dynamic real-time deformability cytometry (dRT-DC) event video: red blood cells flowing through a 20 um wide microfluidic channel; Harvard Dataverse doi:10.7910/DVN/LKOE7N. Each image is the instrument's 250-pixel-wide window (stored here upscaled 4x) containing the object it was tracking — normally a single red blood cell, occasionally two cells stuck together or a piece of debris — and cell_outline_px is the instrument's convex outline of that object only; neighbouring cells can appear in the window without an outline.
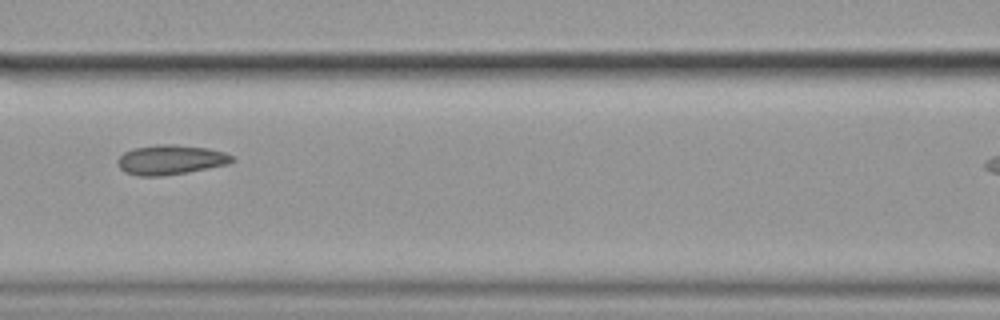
{"species": "common noctule bat (a hibernating species)", "species_latin": "Nyctalus noctula", "temperature_condition": "cold", "stored_images_in_passage": 6, "segment_of_instrument_passage": [1, 2], "camera_frame_rate_fps": 3000, "um_per_image_px": 0.085, "animal": {"sex": "female", "body_mass_g": 19.9}, "frame": {"image": 1, "passage_image": 3, "time_ms": 0.667, "image_size_px": [1000, 320], "cell_outline_px": [[236, 160], [228, 164], [188, 172], [160, 176], [140, 176], [124, 172], [120, 168], [116, 160], [124, 152], [132, 148], [156, 144], [176, 144], [208, 148], [224, 152], [232, 156]], "centroid_in_image_um": [14.49, 13.57], "position_along_channel_um": 152.1, "area_um2": 19.94}}
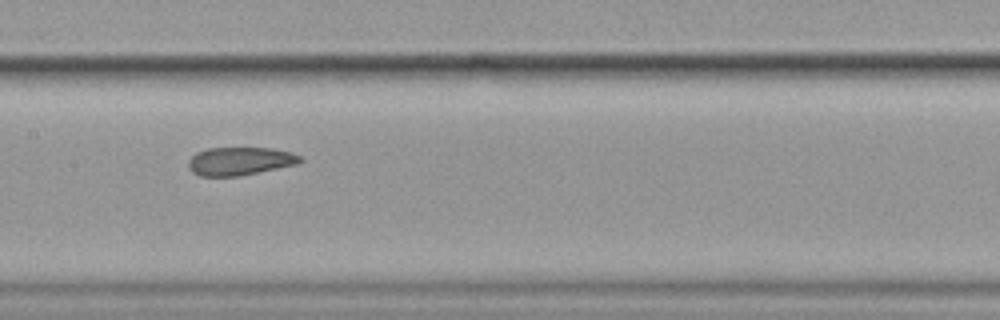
{"frame": {"image": 2, "passage_image": 4, "time_ms": 1.0, "image_size_px": [1000, 320], "cell_outline_px": [[304, 160], [296, 164], [240, 176], [200, 176], [192, 172], [188, 168], [188, 160], [196, 152], [208, 148], [272, 148], [292, 152], [300, 156]], "centroid_in_image_um": [20.37, 13.69], "position_along_channel_um": 187.0, "area_um2": 18.38}}
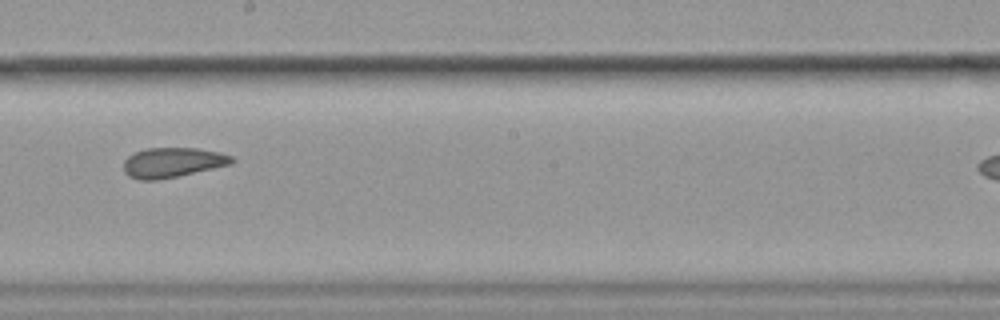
{"frame": {"image": 3, "passage_image": 5, "time_ms": 1.333, "image_size_px": [1000, 320], "cell_outline_px": [[236, 160], [232, 164], [176, 176], [156, 180], [140, 180], [128, 176], [124, 172], [124, 160], [128, 156], [136, 152], [148, 148], [196, 148], [220, 152], [232, 156]], "centroid_in_image_um": [14.67, 13.81], "position_along_channel_um": 233.5, "area_um2": 18.73}}